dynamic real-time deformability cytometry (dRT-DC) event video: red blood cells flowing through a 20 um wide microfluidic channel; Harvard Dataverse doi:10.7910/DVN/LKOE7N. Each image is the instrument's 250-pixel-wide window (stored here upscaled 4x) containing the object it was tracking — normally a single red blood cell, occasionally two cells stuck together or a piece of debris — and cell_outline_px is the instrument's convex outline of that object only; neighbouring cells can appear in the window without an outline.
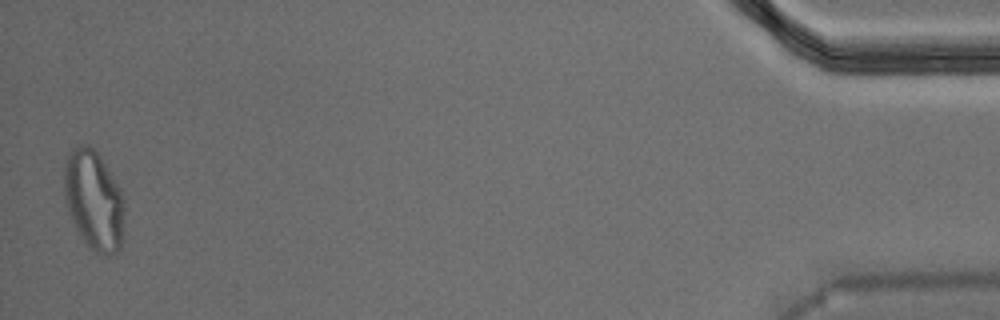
{"species": "Egyptian fruit bat (a non-hibernating species)", "species_latin": "Rousettus aegyptiacus", "temperature_condition": "warm", "stored_images_in_passage": 42, "camera_frame_rate_fps": 3000, "um_per_image_px": 0.085, "animal": {"sex": "male"}, "frame": {"image": 1, "passage_image": 42, "time_ms": 13.667, "image_size_px": [1000, 320], "cell_outline_px": [[124, 220], [120, 248], [116, 252], [108, 256], [96, 252], [84, 240], [76, 228], [68, 212], [64, 192], [64, 160], [68, 152], [72, 148], [80, 144], [88, 144], [100, 156], [120, 188], [124, 200]], "centroid_in_image_um": [7.96, 16.98], "position_along_channel_um": 427.2, "area_um2": 35.03}}